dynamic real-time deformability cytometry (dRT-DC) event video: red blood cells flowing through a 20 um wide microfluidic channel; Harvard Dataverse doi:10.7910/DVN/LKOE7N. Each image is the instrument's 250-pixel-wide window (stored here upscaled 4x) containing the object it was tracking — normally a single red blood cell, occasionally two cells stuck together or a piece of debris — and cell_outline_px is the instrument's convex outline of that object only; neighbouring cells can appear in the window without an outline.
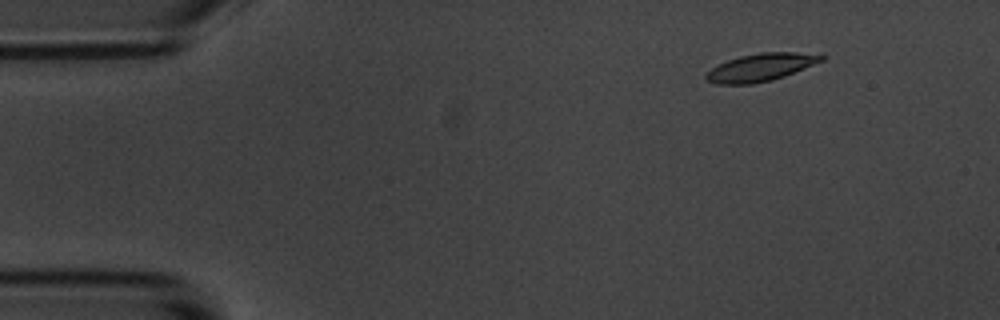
{"species": "common noctule bat (a hibernating species)", "species_latin": "Nyctalus noctula", "temperature_condition": "room temperature", "stored_images_in_passage": 5, "camera_frame_rate_fps": 3000, "um_per_image_px": 0.085, "animal": {"sex": "male", "body_mass_g": 20.1, "forearm_length_mm": 53.5}, "frame": {"image": 1, "passage_image": 2, "time_ms": 1.333, "image_size_px": [1000, 320], "cell_outline_px": [[828, 56], [824, 60], [784, 76], [772, 80], [752, 84], [716, 84], [708, 80], [704, 76], [712, 68], [728, 60], [740, 56], [760, 52], [824, 52]], "centroid_in_image_um": [64.77, 5.69], "position_along_channel_um": 20.2, "area_um2": 18.79}}
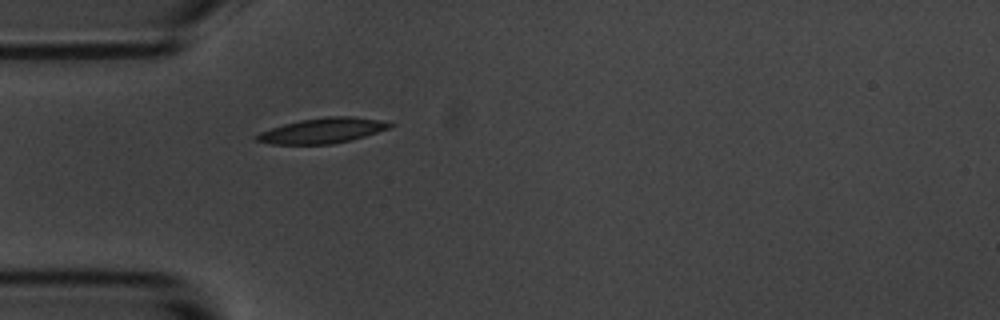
{"frame": {"image": 2, "passage_image": 5, "time_ms": 4.667, "image_size_px": [1000, 320], "cell_outline_px": [[396, 124], [388, 128], [352, 140], [332, 144], [272, 144], [256, 140], [252, 136], [260, 132], [284, 124], [300, 120], [324, 116], [352, 116], [380, 120]], "centroid_in_image_um": [27.4, 11.1], "position_along_channel_um": 57.6, "area_um2": 19.54}}